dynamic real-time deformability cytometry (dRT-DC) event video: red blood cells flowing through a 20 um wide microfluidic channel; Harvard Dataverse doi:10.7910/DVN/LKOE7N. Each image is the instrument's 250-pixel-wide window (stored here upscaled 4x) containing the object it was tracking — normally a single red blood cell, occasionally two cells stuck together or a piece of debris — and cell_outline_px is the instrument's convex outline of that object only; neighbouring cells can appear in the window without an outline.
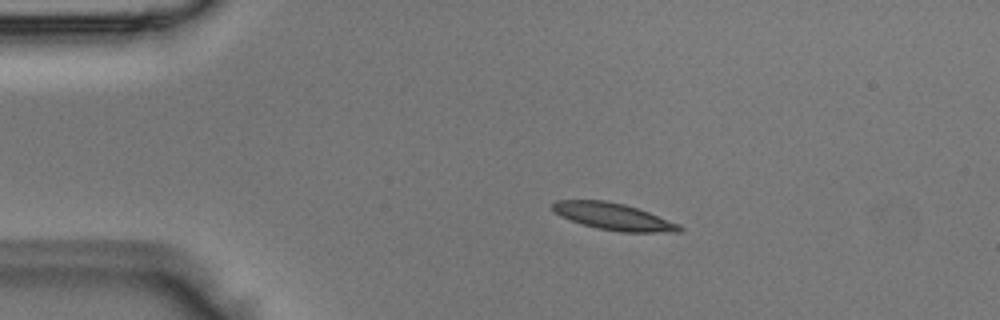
{"species": "Egyptian fruit bat (a non-hibernating species)", "species_latin": "Rousettus aegyptiacus", "temperature_condition": "room temperature", "stored_images_in_passage": 3, "segment_of_instrument_passage": [1, 2], "camera_frame_rate_fps": 3000, "um_per_image_px": 0.085, "animal": {"sex": "male"}, "frame": {"image": 1, "passage_image": 1, "time_ms": 0.0, "image_size_px": [1000, 320], "cell_outline_px": [[684, 228], [680, 232], [620, 232], [596, 228], [560, 216], [552, 208], [552, 204], [556, 200], [608, 200], [624, 204], [648, 212], [680, 224]], "centroid_in_image_um": [52.17, 18.41], "position_along_channel_um": 32.8, "area_um2": 19.77}}